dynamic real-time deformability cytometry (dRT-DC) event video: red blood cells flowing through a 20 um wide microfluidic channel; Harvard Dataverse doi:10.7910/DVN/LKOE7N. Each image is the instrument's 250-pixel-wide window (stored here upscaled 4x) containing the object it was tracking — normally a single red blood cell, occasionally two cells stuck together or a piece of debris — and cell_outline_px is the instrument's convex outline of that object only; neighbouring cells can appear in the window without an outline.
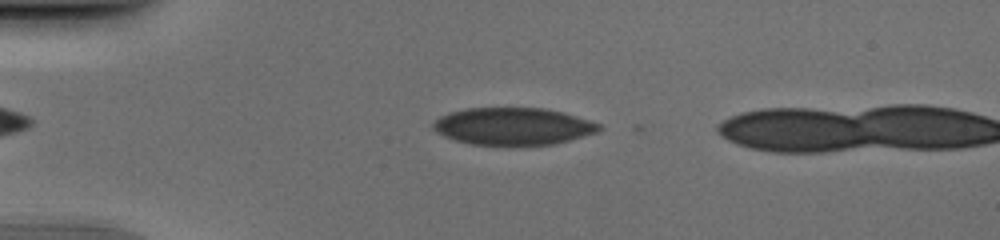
{"species": "human", "species_latin": "Homo sapiens", "temperature_condition": "cold", "stored_images_in_passage": 12, "camera_frame_rate_fps": 3000, "um_per_image_px": 0.085, "donor": {"sex": "male"}, "frame": {"image": 1, "passage_image": 10, "time_ms": 3.0, "image_size_px": [1000, 240], "cell_outline_px": [[600, 128], [596, 132], [568, 140], [552, 144], [472, 144], [456, 140], [444, 136], [436, 132], [432, 128], [432, 124], [440, 116], [448, 112], [468, 108], [544, 108], [576, 116], [600, 124]], "centroid_in_image_um": [43.55, 10.72], "position_along_channel_um": 41.5, "area_um2": 35.37}}